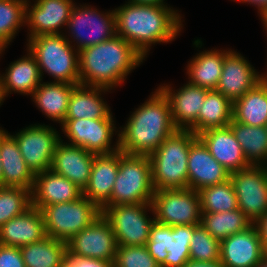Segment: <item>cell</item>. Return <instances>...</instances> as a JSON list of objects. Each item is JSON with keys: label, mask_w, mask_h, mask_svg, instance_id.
Here are the masks:
<instances>
[{"label": "cell", "mask_w": 267, "mask_h": 267, "mask_svg": "<svg viewBox=\"0 0 267 267\" xmlns=\"http://www.w3.org/2000/svg\"><path fill=\"white\" fill-rule=\"evenodd\" d=\"M116 35L147 57L150 46L173 41L182 29L181 14L170 6L126 2L114 9Z\"/></svg>", "instance_id": "1"}, {"label": "cell", "mask_w": 267, "mask_h": 267, "mask_svg": "<svg viewBox=\"0 0 267 267\" xmlns=\"http://www.w3.org/2000/svg\"><path fill=\"white\" fill-rule=\"evenodd\" d=\"M129 117L119 131V150L128 155L150 156L177 128L168 98L157 88Z\"/></svg>", "instance_id": "2"}, {"label": "cell", "mask_w": 267, "mask_h": 267, "mask_svg": "<svg viewBox=\"0 0 267 267\" xmlns=\"http://www.w3.org/2000/svg\"><path fill=\"white\" fill-rule=\"evenodd\" d=\"M145 57L118 35L79 51L80 84L114 89Z\"/></svg>", "instance_id": "3"}, {"label": "cell", "mask_w": 267, "mask_h": 267, "mask_svg": "<svg viewBox=\"0 0 267 267\" xmlns=\"http://www.w3.org/2000/svg\"><path fill=\"white\" fill-rule=\"evenodd\" d=\"M191 130L177 129L150 156L155 191L188 188V156L197 139Z\"/></svg>", "instance_id": "4"}, {"label": "cell", "mask_w": 267, "mask_h": 267, "mask_svg": "<svg viewBox=\"0 0 267 267\" xmlns=\"http://www.w3.org/2000/svg\"><path fill=\"white\" fill-rule=\"evenodd\" d=\"M28 39L27 49L35 57L42 78L43 72H46L54 78V82L80 84L79 51L75 44L71 45L67 36L62 33Z\"/></svg>", "instance_id": "5"}, {"label": "cell", "mask_w": 267, "mask_h": 267, "mask_svg": "<svg viewBox=\"0 0 267 267\" xmlns=\"http://www.w3.org/2000/svg\"><path fill=\"white\" fill-rule=\"evenodd\" d=\"M154 192L149 156L128 155L119 150V171L111 198L102 207L152 203Z\"/></svg>", "instance_id": "6"}, {"label": "cell", "mask_w": 267, "mask_h": 267, "mask_svg": "<svg viewBox=\"0 0 267 267\" xmlns=\"http://www.w3.org/2000/svg\"><path fill=\"white\" fill-rule=\"evenodd\" d=\"M47 236L67 242L90 225L101 209L85 196L73 202L46 205L41 209Z\"/></svg>", "instance_id": "7"}, {"label": "cell", "mask_w": 267, "mask_h": 267, "mask_svg": "<svg viewBox=\"0 0 267 267\" xmlns=\"http://www.w3.org/2000/svg\"><path fill=\"white\" fill-rule=\"evenodd\" d=\"M100 209L115 234L117 245L146 246L155 221V217L147 216L149 210L154 214L152 203L110 205Z\"/></svg>", "instance_id": "8"}, {"label": "cell", "mask_w": 267, "mask_h": 267, "mask_svg": "<svg viewBox=\"0 0 267 267\" xmlns=\"http://www.w3.org/2000/svg\"><path fill=\"white\" fill-rule=\"evenodd\" d=\"M153 216L161 224L200 225L201 205L198 191L193 189H163L154 192Z\"/></svg>", "instance_id": "9"}, {"label": "cell", "mask_w": 267, "mask_h": 267, "mask_svg": "<svg viewBox=\"0 0 267 267\" xmlns=\"http://www.w3.org/2000/svg\"><path fill=\"white\" fill-rule=\"evenodd\" d=\"M67 28L78 51L102 43L116 35V16L114 10L101 13L87 5H74Z\"/></svg>", "instance_id": "10"}, {"label": "cell", "mask_w": 267, "mask_h": 267, "mask_svg": "<svg viewBox=\"0 0 267 267\" xmlns=\"http://www.w3.org/2000/svg\"><path fill=\"white\" fill-rule=\"evenodd\" d=\"M238 208L256 224L267 212V166L250 167L230 173Z\"/></svg>", "instance_id": "11"}, {"label": "cell", "mask_w": 267, "mask_h": 267, "mask_svg": "<svg viewBox=\"0 0 267 267\" xmlns=\"http://www.w3.org/2000/svg\"><path fill=\"white\" fill-rule=\"evenodd\" d=\"M62 131L71 145L94 154H109L119 150V140L111 146L115 124L113 119H65ZM115 146V147H114Z\"/></svg>", "instance_id": "12"}, {"label": "cell", "mask_w": 267, "mask_h": 267, "mask_svg": "<svg viewBox=\"0 0 267 267\" xmlns=\"http://www.w3.org/2000/svg\"><path fill=\"white\" fill-rule=\"evenodd\" d=\"M25 163L34 174L51 168L53 155L61 136L48 125H30L12 135Z\"/></svg>", "instance_id": "13"}, {"label": "cell", "mask_w": 267, "mask_h": 267, "mask_svg": "<svg viewBox=\"0 0 267 267\" xmlns=\"http://www.w3.org/2000/svg\"><path fill=\"white\" fill-rule=\"evenodd\" d=\"M117 246L115 234L102 213L67 241V251L73 256L110 262H115Z\"/></svg>", "instance_id": "14"}, {"label": "cell", "mask_w": 267, "mask_h": 267, "mask_svg": "<svg viewBox=\"0 0 267 267\" xmlns=\"http://www.w3.org/2000/svg\"><path fill=\"white\" fill-rule=\"evenodd\" d=\"M28 2L25 5V25L30 28L29 38L62 34L60 30L67 26L75 5L73 0H36L32 6Z\"/></svg>", "instance_id": "15"}, {"label": "cell", "mask_w": 267, "mask_h": 267, "mask_svg": "<svg viewBox=\"0 0 267 267\" xmlns=\"http://www.w3.org/2000/svg\"><path fill=\"white\" fill-rule=\"evenodd\" d=\"M264 79L249 61L231 49L224 56L223 70L216 90L234 102Z\"/></svg>", "instance_id": "16"}, {"label": "cell", "mask_w": 267, "mask_h": 267, "mask_svg": "<svg viewBox=\"0 0 267 267\" xmlns=\"http://www.w3.org/2000/svg\"><path fill=\"white\" fill-rule=\"evenodd\" d=\"M265 256L256 224L220 242V261L224 267H255Z\"/></svg>", "instance_id": "17"}, {"label": "cell", "mask_w": 267, "mask_h": 267, "mask_svg": "<svg viewBox=\"0 0 267 267\" xmlns=\"http://www.w3.org/2000/svg\"><path fill=\"white\" fill-rule=\"evenodd\" d=\"M158 88L169 100L174 126L181 130H191L196 134V119L209 90L189 82L174 91L170 85H160Z\"/></svg>", "instance_id": "18"}, {"label": "cell", "mask_w": 267, "mask_h": 267, "mask_svg": "<svg viewBox=\"0 0 267 267\" xmlns=\"http://www.w3.org/2000/svg\"><path fill=\"white\" fill-rule=\"evenodd\" d=\"M187 164L188 189L199 191L230 179V172L211 155L199 138L190 146Z\"/></svg>", "instance_id": "19"}, {"label": "cell", "mask_w": 267, "mask_h": 267, "mask_svg": "<svg viewBox=\"0 0 267 267\" xmlns=\"http://www.w3.org/2000/svg\"><path fill=\"white\" fill-rule=\"evenodd\" d=\"M94 157V153L68 142L63 143L61 139L56 146L50 169L84 190L90 179Z\"/></svg>", "instance_id": "20"}, {"label": "cell", "mask_w": 267, "mask_h": 267, "mask_svg": "<svg viewBox=\"0 0 267 267\" xmlns=\"http://www.w3.org/2000/svg\"><path fill=\"white\" fill-rule=\"evenodd\" d=\"M82 196L83 190L76 184L48 169L35 174L31 206L41 210L46 205L73 202Z\"/></svg>", "instance_id": "21"}, {"label": "cell", "mask_w": 267, "mask_h": 267, "mask_svg": "<svg viewBox=\"0 0 267 267\" xmlns=\"http://www.w3.org/2000/svg\"><path fill=\"white\" fill-rule=\"evenodd\" d=\"M197 137L204 143L211 155L230 173L251 166L229 126L208 129L198 134Z\"/></svg>", "instance_id": "22"}, {"label": "cell", "mask_w": 267, "mask_h": 267, "mask_svg": "<svg viewBox=\"0 0 267 267\" xmlns=\"http://www.w3.org/2000/svg\"><path fill=\"white\" fill-rule=\"evenodd\" d=\"M46 236L42 212L34 206L0 226V243L3 245L21 247Z\"/></svg>", "instance_id": "23"}, {"label": "cell", "mask_w": 267, "mask_h": 267, "mask_svg": "<svg viewBox=\"0 0 267 267\" xmlns=\"http://www.w3.org/2000/svg\"><path fill=\"white\" fill-rule=\"evenodd\" d=\"M3 186L31 189L35 174L27 166L15 138L0 127Z\"/></svg>", "instance_id": "24"}, {"label": "cell", "mask_w": 267, "mask_h": 267, "mask_svg": "<svg viewBox=\"0 0 267 267\" xmlns=\"http://www.w3.org/2000/svg\"><path fill=\"white\" fill-rule=\"evenodd\" d=\"M118 171L119 150L109 154H95L90 179L83 190V196L101 208L111 198Z\"/></svg>", "instance_id": "25"}, {"label": "cell", "mask_w": 267, "mask_h": 267, "mask_svg": "<svg viewBox=\"0 0 267 267\" xmlns=\"http://www.w3.org/2000/svg\"><path fill=\"white\" fill-rule=\"evenodd\" d=\"M27 52V55L11 62L5 74H0V96L2 101L12 91L30 95L31 97L42 82L38 63L28 49Z\"/></svg>", "instance_id": "26"}, {"label": "cell", "mask_w": 267, "mask_h": 267, "mask_svg": "<svg viewBox=\"0 0 267 267\" xmlns=\"http://www.w3.org/2000/svg\"><path fill=\"white\" fill-rule=\"evenodd\" d=\"M108 88L83 84L75 85L69 98L65 119H113L110 107L101 93L110 92Z\"/></svg>", "instance_id": "27"}, {"label": "cell", "mask_w": 267, "mask_h": 267, "mask_svg": "<svg viewBox=\"0 0 267 267\" xmlns=\"http://www.w3.org/2000/svg\"><path fill=\"white\" fill-rule=\"evenodd\" d=\"M75 85L54 81L42 82L31 96L45 116L62 124L67 115L69 98Z\"/></svg>", "instance_id": "28"}, {"label": "cell", "mask_w": 267, "mask_h": 267, "mask_svg": "<svg viewBox=\"0 0 267 267\" xmlns=\"http://www.w3.org/2000/svg\"><path fill=\"white\" fill-rule=\"evenodd\" d=\"M227 52L215 48L198 53L186 66L188 82L208 90H216Z\"/></svg>", "instance_id": "29"}, {"label": "cell", "mask_w": 267, "mask_h": 267, "mask_svg": "<svg viewBox=\"0 0 267 267\" xmlns=\"http://www.w3.org/2000/svg\"><path fill=\"white\" fill-rule=\"evenodd\" d=\"M233 120L249 126H267V80L233 102Z\"/></svg>", "instance_id": "30"}, {"label": "cell", "mask_w": 267, "mask_h": 267, "mask_svg": "<svg viewBox=\"0 0 267 267\" xmlns=\"http://www.w3.org/2000/svg\"><path fill=\"white\" fill-rule=\"evenodd\" d=\"M26 267H64L67 242L46 236L19 247Z\"/></svg>", "instance_id": "31"}, {"label": "cell", "mask_w": 267, "mask_h": 267, "mask_svg": "<svg viewBox=\"0 0 267 267\" xmlns=\"http://www.w3.org/2000/svg\"><path fill=\"white\" fill-rule=\"evenodd\" d=\"M250 165L267 166V127L249 126L231 120L228 125Z\"/></svg>", "instance_id": "32"}, {"label": "cell", "mask_w": 267, "mask_h": 267, "mask_svg": "<svg viewBox=\"0 0 267 267\" xmlns=\"http://www.w3.org/2000/svg\"><path fill=\"white\" fill-rule=\"evenodd\" d=\"M232 119L233 102L217 90H209L196 119V135L208 129L226 127Z\"/></svg>", "instance_id": "33"}, {"label": "cell", "mask_w": 267, "mask_h": 267, "mask_svg": "<svg viewBox=\"0 0 267 267\" xmlns=\"http://www.w3.org/2000/svg\"><path fill=\"white\" fill-rule=\"evenodd\" d=\"M200 224L219 241L253 225L239 208L224 212L202 213Z\"/></svg>", "instance_id": "34"}, {"label": "cell", "mask_w": 267, "mask_h": 267, "mask_svg": "<svg viewBox=\"0 0 267 267\" xmlns=\"http://www.w3.org/2000/svg\"><path fill=\"white\" fill-rule=\"evenodd\" d=\"M202 213L231 211L238 208V200L231 180L198 191Z\"/></svg>", "instance_id": "35"}, {"label": "cell", "mask_w": 267, "mask_h": 267, "mask_svg": "<svg viewBox=\"0 0 267 267\" xmlns=\"http://www.w3.org/2000/svg\"><path fill=\"white\" fill-rule=\"evenodd\" d=\"M27 0L0 1V49H6L17 31L25 26V5Z\"/></svg>", "instance_id": "36"}, {"label": "cell", "mask_w": 267, "mask_h": 267, "mask_svg": "<svg viewBox=\"0 0 267 267\" xmlns=\"http://www.w3.org/2000/svg\"><path fill=\"white\" fill-rule=\"evenodd\" d=\"M31 207V189L0 187V226Z\"/></svg>", "instance_id": "37"}, {"label": "cell", "mask_w": 267, "mask_h": 267, "mask_svg": "<svg viewBox=\"0 0 267 267\" xmlns=\"http://www.w3.org/2000/svg\"><path fill=\"white\" fill-rule=\"evenodd\" d=\"M220 242L201 224L198 225L190 240V260L204 262L220 260Z\"/></svg>", "instance_id": "38"}, {"label": "cell", "mask_w": 267, "mask_h": 267, "mask_svg": "<svg viewBox=\"0 0 267 267\" xmlns=\"http://www.w3.org/2000/svg\"><path fill=\"white\" fill-rule=\"evenodd\" d=\"M172 226L154 221L146 248L155 261L161 265L168 255L166 249H170L173 241Z\"/></svg>", "instance_id": "39"}, {"label": "cell", "mask_w": 267, "mask_h": 267, "mask_svg": "<svg viewBox=\"0 0 267 267\" xmlns=\"http://www.w3.org/2000/svg\"><path fill=\"white\" fill-rule=\"evenodd\" d=\"M114 267H160L146 246H117Z\"/></svg>", "instance_id": "40"}, {"label": "cell", "mask_w": 267, "mask_h": 267, "mask_svg": "<svg viewBox=\"0 0 267 267\" xmlns=\"http://www.w3.org/2000/svg\"><path fill=\"white\" fill-rule=\"evenodd\" d=\"M190 242L172 241L165 261L160 267H183L190 260Z\"/></svg>", "instance_id": "41"}, {"label": "cell", "mask_w": 267, "mask_h": 267, "mask_svg": "<svg viewBox=\"0 0 267 267\" xmlns=\"http://www.w3.org/2000/svg\"><path fill=\"white\" fill-rule=\"evenodd\" d=\"M0 267H26L20 248L0 243Z\"/></svg>", "instance_id": "42"}, {"label": "cell", "mask_w": 267, "mask_h": 267, "mask_svg": "<svg viewBox=\"0 0 267 267\" xmlns=\"http://www.w3.org/2000/svg\"><path fill=\"white\" fill-rule=\"evenodd\" d=\"M64 267H114V262L88 257L73 256L67 252Z\"/></svg>", "instance_id": "43"}, {"label": "cell", "mask_w": 267, "mask_h": 267, "mask_svg": "<svg viewBox=\"0 0 267 267\" xmlns=\"http://www.w3.org/2000/svg\"><path fill=\"white\" fill-rule=\"evenodd\" d=\"M198 225H175L172 226V237L175 241L190 242L194 229Z\"/></svg>", "instance_id": "44"}, {"label": "cell", "mask_w": 267, "mask_h": 267, "mask_svg": "<svg viewBox=\"0 0 267 267\" xmlns=\"http://www.w3.org/2000/svg\"><path fill=\"white\" fill-rule=\"evenodd\" d=\"M258 227L262 246L264 249L265 255H267V212L266 214L256 223Z\"/></svg>", "instance_id": "45"}, {"label": "cell", "mask_w": 267, "mask_h": 267, "mask_svg": "<svg viewBox=\"0 0 267 267\" xmlns=\"http://www.w3.org/2000/svg\"><path fill=\"white\" fill-rule=\"evenodd\" d=\"M183 267H224L220 260L213 262L189 260Z\"/></svg>", "instance_id": "46"}, {"label": "cell", "mask_w": 267, "mask_h": 267, "mask_svg": "<svg viewBox=\"0 0 267 267\" xmlns=\"http://www.w3.org/2000/svg\"><path fill=\"white\" fill-rule=\"evenodd\" d=\"M236 1H240L242 3H248L250 5L253 4L257 6L259 11L258 13H260V15H262L267 10V0H236Z\"/></svg>", "instance_id": "47"}, {"label": "cell", "mask_w": 267, "mask_h": 267, "mask_svg": "<svg viewBox=\"0 0 267 267\" xmlns=\"http://www.w3.org/2000/svg\"><path fill=\"white\" fill-rule=\"evenodd\" d=\"M164 1L165 0H129L128 2L142 5L167 6Z\"/></svg>", "instance_id": "48"}, {"label": "cell", "mask_w": 267, "mask_h": 267, "mask_svg": "<svg viewBox=\"0 0 267 267\" xmlns=\"http://www.w3.org/2000/svg\"><path fill=\"white\" fill-rule=\"evenodd\" d=\"M260 17H261V20H262V22H263V26H264V29L267 31V10L262 14V15H260ZM267 33V32H266Z\"/></svg>", "instance_id": "49"}, {"label": "cell", "mask_w": 267, "mask_h": 267, "mask_svg": "<svg viewBox=\"0 0 267 267\" xmlns=\"http://www.w3.org/2000/svg\"><path fill=\"white\" fill-rule=\"evenodd\" d=\"M255 267H267V255L263 258V260L256 265Z\"/></svg>", "instance_id": "50"}, {"label": "cell", "mask_w": 267, "mask_h": 267, "mask_svg": "<svg viewBox=\"0 0 267 267\" xmlns=\"http://www.w3.org/2000/svg\"><path fill=\"white\" fill-rule=\"evenodd\" d=\"M0 187H3V178H2V161L0 157Z\"/></svg>", "instance_id": "51"}, {"label": "cell", "mask_w": 267, "mask_h": 267, "mask_svg": "<svg viewBox=\"0 0 267 267\" xmlns=\"http://www.w3.org/2000/svg\"><path fill=\"white\" fill-rule=\"evenodd\" d=\"M5 49H0V54H2V52L4 51ZM1 56V55H0Z\"/></svg>", "instance_id": "52"}, {"label": "cell", "mask_w": 267, "mask_h": 267, "mask_svg": "<svg viewBox=\"0 0 267 267\" xmlns=\"http://www.w3.org/2000/svg\"><path fill=\"white\" fill-rule=\"evenodd\" d=\"M1 103H3V101H2L1 96H0V106L2 105Z\"/></svg>", "instance_id": "53"}, {"label": "cell", "mask_w": 267, "mask_h": 267, "mask_svg": "<svg viewBox=\"0 0 267 267\" xmlns=\"http://www.w3.org/2000/svg\"><path fill=\"white\" fill-rule=\"evenodd\" d=\"M266 74V75H265ZM264 74V78L267 80V73Z\"/></svg>", "instance_id": "54"}]
</instances>
